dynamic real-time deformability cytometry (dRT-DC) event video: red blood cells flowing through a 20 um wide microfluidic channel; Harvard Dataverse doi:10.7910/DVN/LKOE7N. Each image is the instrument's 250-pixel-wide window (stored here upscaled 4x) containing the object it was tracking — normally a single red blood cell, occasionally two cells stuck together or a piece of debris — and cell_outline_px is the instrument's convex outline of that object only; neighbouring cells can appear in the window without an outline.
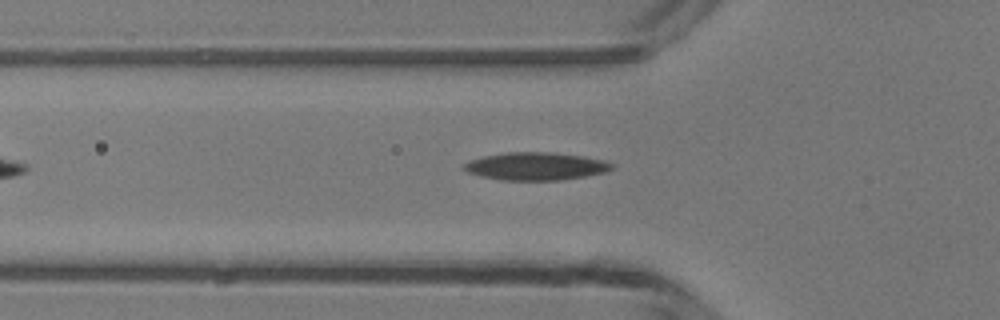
{"species": "common noctule bat (a hibernating species)", "species_latin": "Nyctalus noctula", "temperature_condition": "room temperature", "stored_images_in_passage": 35, "camera_frame_rate_fps": 3000, "um_per_image_px": 0.085, "animal": {"sex": "male", "body_mass_g": 13.3}, "frame": {"image": 1, "passage_image": 6, "time_ms": 1.667, "image_size_px": [1000, 320], "cell_outline_px": [[612, 168], [604, 172], [584, 176], [560, 180], [500, 180], [480, 176], [468, 172], [464, 168], [464, 164], [468, 160], [484, 156], [504, 152], [548, 152], [584, 156], [604, 160], [612, 164]], "centroid_in_image_um": [45.5, 14.12], "position_along_channel_um": 80.3, "area_um2": 23.81}}
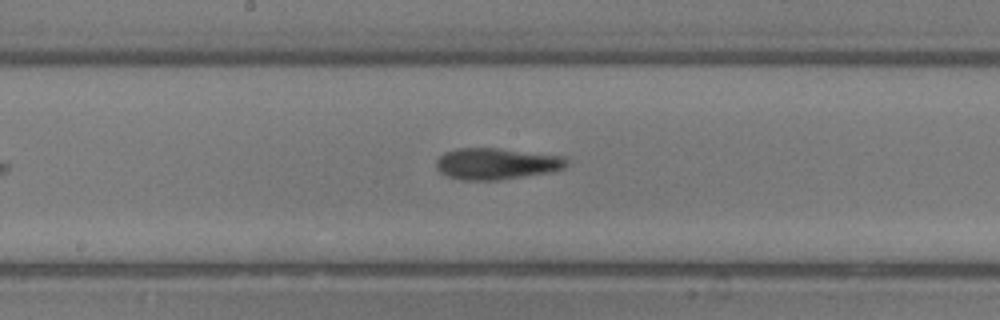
{"frame": {"image": 2, "passage_image": 15, "time_ms": 4.667, "image_size_px": [1000, 320], "cell_outline_px": [[568, 164], [564, 168], [552, 172], [500, 180], [460, 180], [448, 176], [440, 172], [436, 168], [436, 160], [444, 152], [460, 148], [496, 148], [564, 156], [568, 160]], "centroid_in_image_um": [42.21, 13.92], "position_along_channel_um": 206.0, "area_um2": 23.99}}
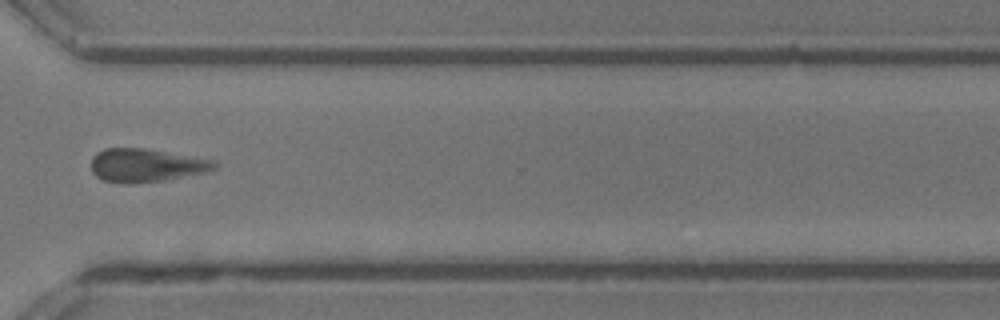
{"frame": {"image": 3, "passage_image": 26, "time_ms": 8.333, "image_size_px": [1000, 320], "cell_outline_px": [[220, 164], [216, 168], [208, 172], [164, 180], [132, 184], [124, 184], [104, 180], [96, 176], [92, 172], [92, 156], [96, 152], [104, 148], [144, 148], [212, 160]], "centroid_in_image_um": [12.41, 14.06], "position_along_channel_um": 358.2, "area_um2": 23.99}}